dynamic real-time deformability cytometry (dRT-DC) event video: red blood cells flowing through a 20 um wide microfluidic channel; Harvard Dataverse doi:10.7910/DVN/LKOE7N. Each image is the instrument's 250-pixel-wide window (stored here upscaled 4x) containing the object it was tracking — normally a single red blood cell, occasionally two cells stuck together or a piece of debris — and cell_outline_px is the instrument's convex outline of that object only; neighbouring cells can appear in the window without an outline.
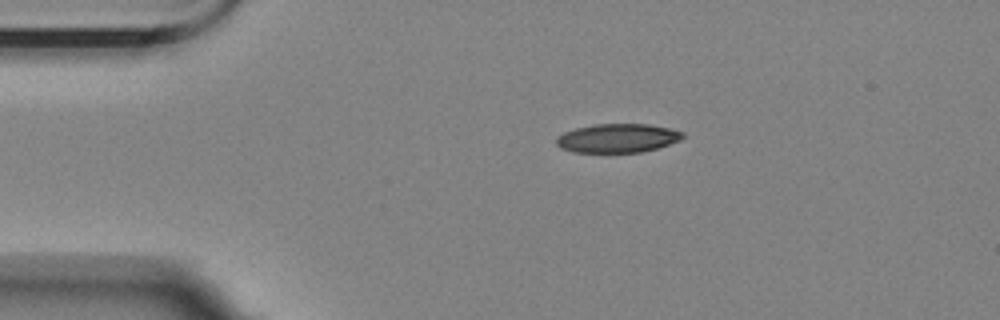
{"species": "Egyptian fruit bat (a non-hibernating species)", "species_latin": "Rousettus aegyptiacus", "temperature_condition": "room temperature", "stored_images_in_passage": 12, "camera_frame_rate_fps": 3000, "um_per_image_px": 0.085, "animal": {"sex": "female"}, "frame": {"image": 1, "passage_image": 1, "time_ms": 0.0, "image_size_px": [1000, 320], "cell_outline_px": [[684, 136], [680, 140], [656, 148], [640, 152], [572, 152], [560, 148], [556, 144], [556, 136], [564, 132], [576, 128], [592, 124], [648, 124], [672, 128], [684, 132]], "centroid_in_image_um": [52.47, 11.73], "position_along_channel_um": 32.5, "area_um2": 21.33}}
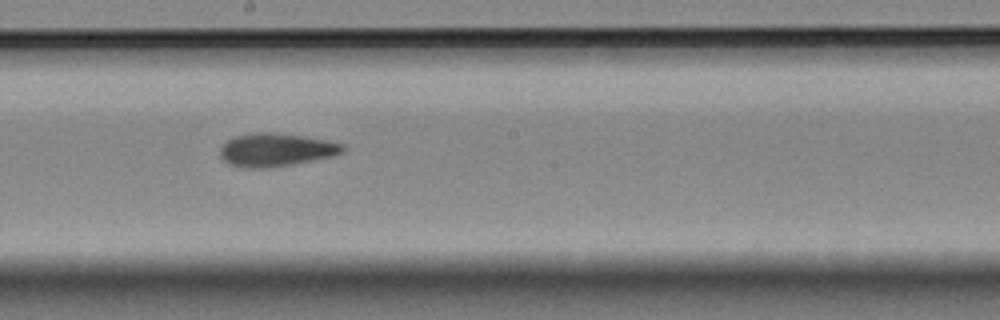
{"frame": {"image": 2, "passage_image": 6, "time_ms": 6.667, "image_size_px": [1000, 320], "cell_outline_px": [[344, 152], [332, 156], [292, 164], [268, 168], [244, 168], [228, 164], [220, 156], [220, 148], [232, 136], [256, 132], [268, 132], [304, 136], [344, 144]], "centroid_in_image_um": [23.42, 12.74], "position_along_channel_um": 224.8, "area_um2": 23.64}}
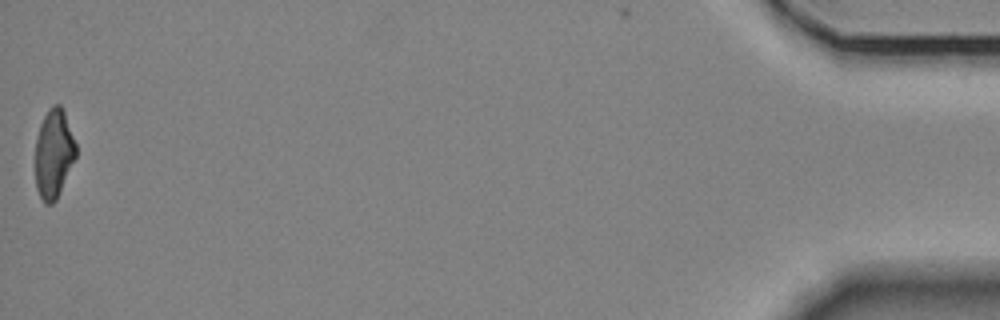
{"frame": {"image": 3, "passage_image": 12, "time_ms": 15.333, "image_size_px": [1000, 320], "cell_outline_px": [[76, 156], [60, 192], [56, 200], [52, 204], [44, 204], [36, 188], [36, 140], [40, 124], [48, 108], [52, 104], [60, 104], [64, 112], [76, 144]], "centroid_in_image_um": [4.56, 13.06], "position_along_channel_um": 430.6, "area_um2": 20.92}, "authors_computed_cell_mechanics": {"area_um2": 23.2645, "velocity_mm_per_s": 3.4914, "shape_relaxation_time_tau1_ms": 9.1499, "shape_relaxation_time_tau2_ms": 2.9184, "deformation_change_tau1": 0.1749, "deformation_change_tau2": 0.0957}}